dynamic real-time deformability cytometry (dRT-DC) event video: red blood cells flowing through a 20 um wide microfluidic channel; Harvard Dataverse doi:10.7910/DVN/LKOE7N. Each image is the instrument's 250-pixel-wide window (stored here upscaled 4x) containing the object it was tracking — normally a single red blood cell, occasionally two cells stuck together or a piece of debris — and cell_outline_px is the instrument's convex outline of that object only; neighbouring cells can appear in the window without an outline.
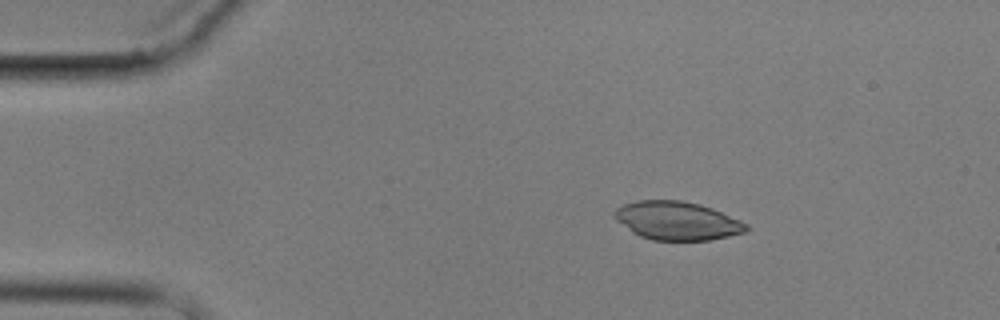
{"species": "common noctule bat (a hibernating species)", "species_latin": "Nyctalus noctula", "temperature_condition": "cold", "stored_images_in_passage": 4, "camera_frame_rate_fps": 3000, "um_per_image_px": 0.085, "animal": {"sex": "male", "body_mass_g": 17.9}, "frame": {"image": 1, "passage_image": 1, "time_ms": 0.0, "image_size_px": [1000, 320], "cell_outline_px": [[752, 228], [744, 232], [728, 236], [708, 240], [652, 240], [640, 236], [632, 232], [616, 220], [612, 212], [616, 208], [624, 204], [640, 200], [680, 200], [700, 204], [712, 208], [740, 220], [748, 224]], "centroid_in_image_um": [57.55, 18.76], "position_along_channel_um": 27.4, "area_um2": 29.54}}